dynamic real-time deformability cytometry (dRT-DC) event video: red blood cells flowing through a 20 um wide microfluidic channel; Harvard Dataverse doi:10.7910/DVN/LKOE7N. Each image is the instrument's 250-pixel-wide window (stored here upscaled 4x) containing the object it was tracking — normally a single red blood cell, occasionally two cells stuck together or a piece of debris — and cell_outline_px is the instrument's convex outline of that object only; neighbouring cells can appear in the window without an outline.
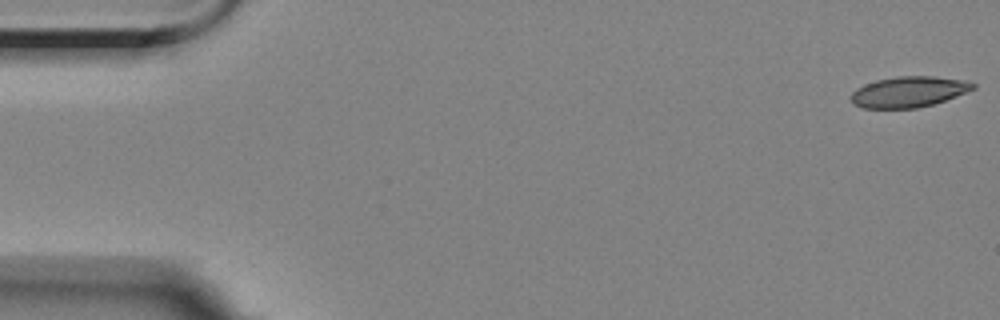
{"species": "Egyptian fruit bat (a non-hibernating species)", "species_latin": "Rousettus aegyptiacus", "temperature_condition": "room temperature", "stored_images_in_passage": 5, "camera_frame_rate_fps": 3000, "um_per_image_px": 0.085, "animal": {"sex": "female"}, "frame": {"image": 1, "passage_image": 1, "time_ms": 0.0, "image_size_px": [1000, 320], "cell_outline_px": [[976, 88], [956, 96], [932, 104], [916, 108], [864, 108], [852, 104], [848, 96], [856, 88], [864, 84], [876, 80], [896, 76], [932, 76], [968, 80], [976, 84]], "centroid_in_image_um": [77.21, 7.8], "position_along_channel_um": 7.8, "area_um2": 22.08}}
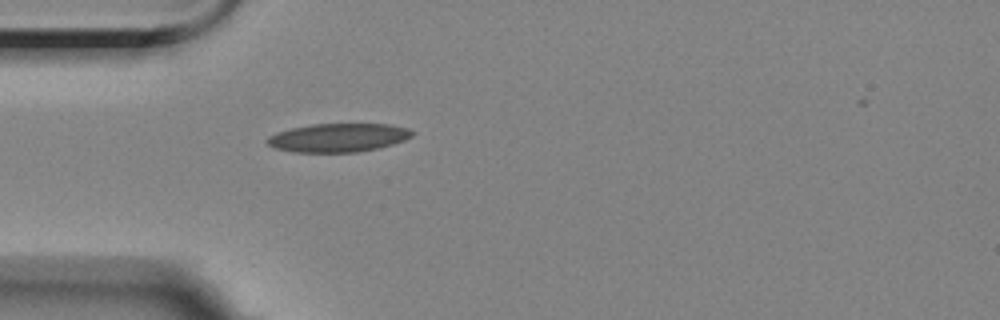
{"frame": {"image": 2, "passage_image": 4, "time_ms": 5.0, "image_size_px": [1000, 320], "cell_outline_px": [[416, 132], [412, 136], [404, 140], [392, 144], [376, 148], [356, 152], [292, 152], [276, 148], [268, 144], [264, 140], [268, 136], [276, 132], [292, 128], [312, 124], [388, 124], [408, 128]], "centroid_in_image_um": [28.73, 11.7], "position_along_channel_um": 56.3, "area_um2": 24.1}}